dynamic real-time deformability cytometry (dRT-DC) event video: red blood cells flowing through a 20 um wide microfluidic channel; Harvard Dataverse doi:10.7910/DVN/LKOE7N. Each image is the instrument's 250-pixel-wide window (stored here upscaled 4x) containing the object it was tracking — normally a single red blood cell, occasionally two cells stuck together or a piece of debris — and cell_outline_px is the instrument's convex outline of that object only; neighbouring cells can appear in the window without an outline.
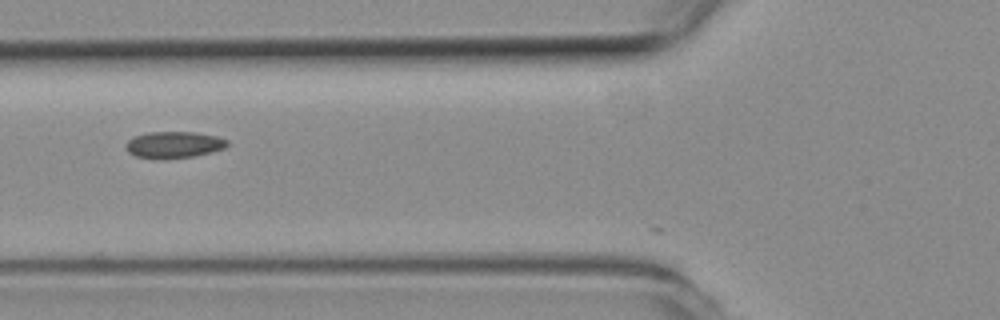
{"species": "common noctule bat (a hibernating species)", "species_latin": "Nyctalus noctula", "temperature_condition": "room temperature", "stored_images_in_passage": 33, "camera_frame_rate_fps": 3000, "um_per_image_px": 0.085, "animal": {"sex": "female", "body_mass_g": 19.3, "forearm_length_mm": 54.1}, "frame": {"image": 1, "passage_image": 3, "time_ms": 0.667, "image_size_px": [1000, 320], "cell_outline_px": [[228, 144], [224, 148], [212, 152], [196, 156], [164, 160], [160, 160], [136, 156], [128, 152], [124, 144], [132, 136], [148, 132], [196, 132], [216, 136], [228, 140]], "centroid_in_image_um": [14.75, 12.31], "position_along_channel_um": 111.1, "area_um2": 16.07}}
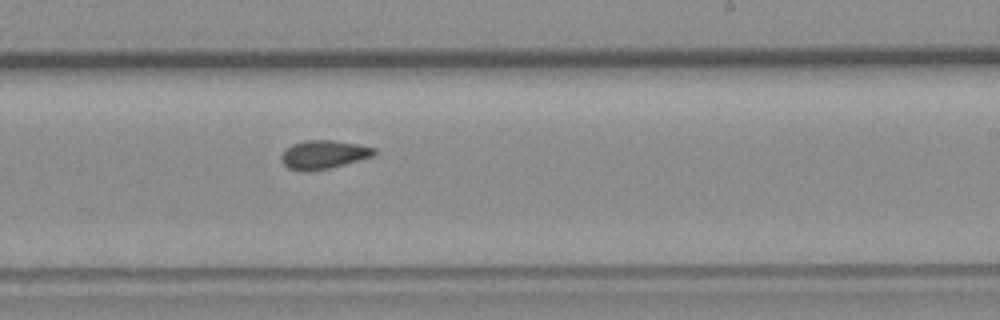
{"frame": {"image": 2, "passage_image": 15, "time_ms": 4.667, "image_size_px": [1000, 320], "cell_outline_px": [[376, 156], [328, 168], [308, 172], [300, 172], [288, 168], [284, 164], [280, 156], [292, 144], [304, 140], [332, 140], [356, 144], [376, 148]], "centroid_in_image_um": [27.52, 13.15], "position_along_channel_um": 261.5, "area_um2": 15.49}}
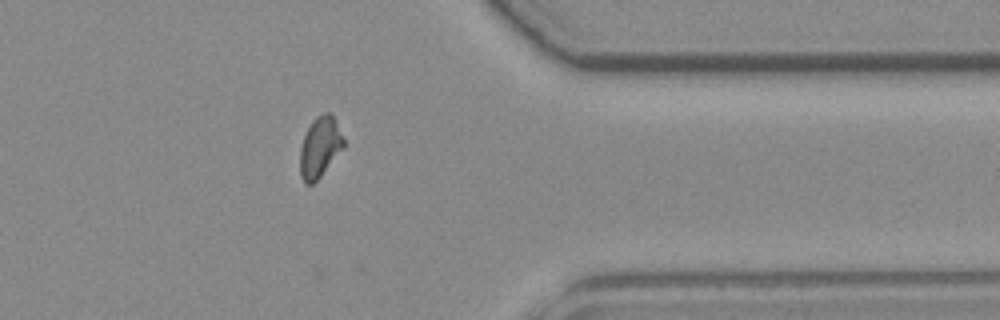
{"frame": {"image": 3, "passage_image": 26, "time_ms": 8.333, "image_size_px": [1000, 320], "cell_outline_px": [[344, 144], [320, 176], [312, 184], [304, 184], [300, 176], [300, 148], [304, 136], [312, 120], [316, 116], [324, 112], [328, 112], [332, 116], [344, 140]], "centroid_in_image_um": [27.13, 12.51], "position_along_channel_um": 384.3, "area_um2": 14.85}, "authors_computed_cell_mechanics": {"area_um2": 14.9702, "velocity_mm_per_s": 3.7616, "shape_relaxation_time_tau1_ms": null, "shape_relaxation_time_tau2_ms": 1.6492, "deformation_change_tau1": null, "deformation_change_tau2": 0.0553}}